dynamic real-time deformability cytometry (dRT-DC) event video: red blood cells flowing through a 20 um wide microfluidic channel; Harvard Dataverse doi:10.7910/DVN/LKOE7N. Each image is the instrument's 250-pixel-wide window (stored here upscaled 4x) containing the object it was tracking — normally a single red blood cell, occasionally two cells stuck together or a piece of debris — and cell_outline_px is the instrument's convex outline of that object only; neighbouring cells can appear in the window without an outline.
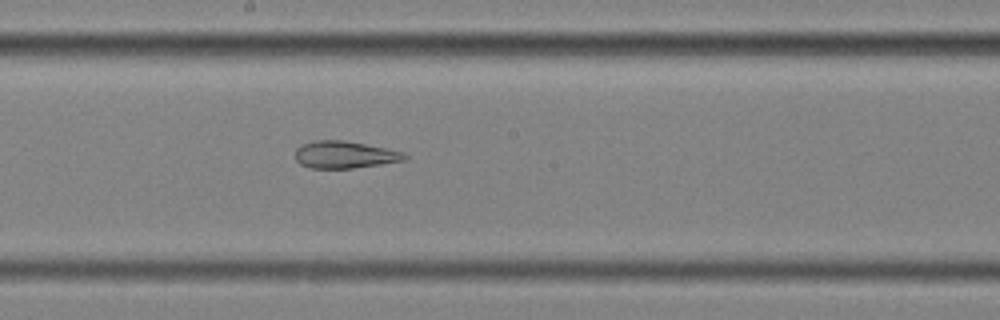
{"species": "common noctule bat (a hibernating species)", "species_latin": "Nyctalus noctula", "temperature_condition": "cold", "stored_images_in_passage": 47, "camera_frame_rate_fps": 3000, "um_per_image_px": 0.085, "animal": {"sex": "female", "body_mass_g": 25.1}, "frame": {"image": 1, "passage_image": 21, "time_ms": 6.667, "image_size_px": [1000, 320], "cell_outline_px": [[408, 160], [352, 168], [308, 168], [300, 164], [296, 160], [296, 148], [304, 144], [316, 140], [344, 140], [404, 152], [408, 156]], "centroid_in_image_um": [29.31, 13.15], "position_along_channel_um": 218.9, "area_um2": 17.22}}
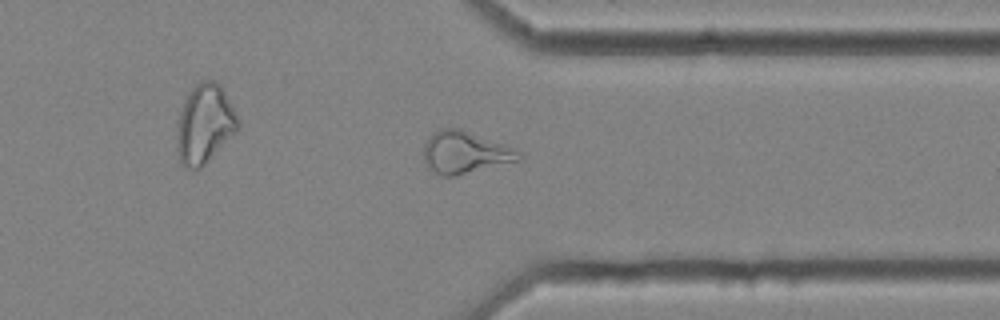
{"frame": {"image": 2, "passage_image": 34, "time_ms": 11.0, "image_size_px": [1000, 320], "cell_outline_px": [[524, 156], [520, 160], [456, 176], [440, 176], [424, 160], [424, 144], [432, 132], [440, 128], [460, 128], [520, 152]], "centroid_in_image_um": [39.49, 12.96], "position_along_channel_um": 371.9, "area_um2": 22.89}, "authors_computed_cell_mechanics": {"area_um2": 22.8888, "velocity_mm_per_s": 3.5417, "shape_relaxation_time_tau1_ms": null, "shape_relaxation_time_tau2_ms": 2.1708, "deformation_change_tau1": null, "deformation_change_tau2": 0.1103}}